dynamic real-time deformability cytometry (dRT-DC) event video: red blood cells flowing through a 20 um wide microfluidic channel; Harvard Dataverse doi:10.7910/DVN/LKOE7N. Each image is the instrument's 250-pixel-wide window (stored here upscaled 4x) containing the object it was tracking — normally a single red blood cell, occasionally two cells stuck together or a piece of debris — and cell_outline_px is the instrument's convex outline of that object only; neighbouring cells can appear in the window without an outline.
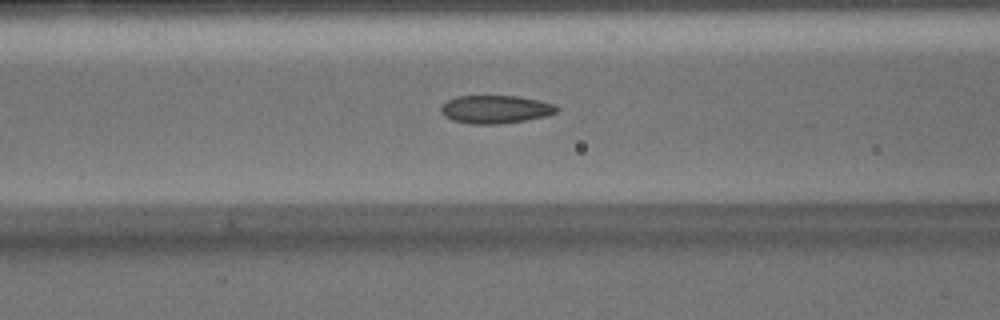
{"species": "Egyptian fruit bat (a non-hibernating species)", "species_latin": "Rousettus aegyptiacus", "temperature_condition": "warm", "stored_images_in_passage": 35, "camera_frame_rate_fps": 3000, "um_per_image_px": 0.085, "animal": {"sex": "male"}, "frame": {"image": 1, "passage_image": 6, "time_ms": 1.667, "image_size_px": [1000, 320], "cell_outline_px": [[560, 108], [556, 112], [548, 116], [500, 124], [472, 124], [452, 120], [444, 116], [440, 112], [440, 108], [448, 100], [456, 96], [520, 96], [556, 104]], "centroid_in_image_um": [42.14, 9.29], "position_along_channel_um": 124.5, "area_um2": 19.07}}
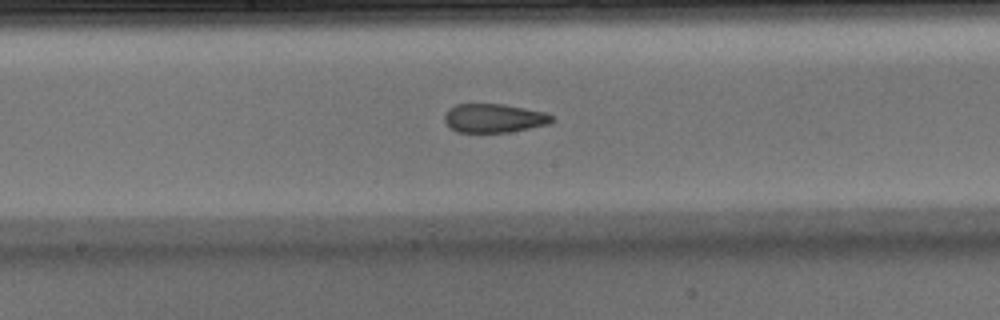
{"frame": {"image": 2, "passage_image": 12, "time_ms": 3.667, "image_size_px": [1000, 320], "cell_outline_px": [[552, 120], [548, 124], [512, 132], [460, 132], [452, 128], [444, 120], [444, 116], [448, 108], [456, 104], [504, 104], [548, 112], [552, 116]], "centroid_in_image_um": [42.01, 10.03], "position_along_channel_um": 206.2, "area_um2": 18.03}}
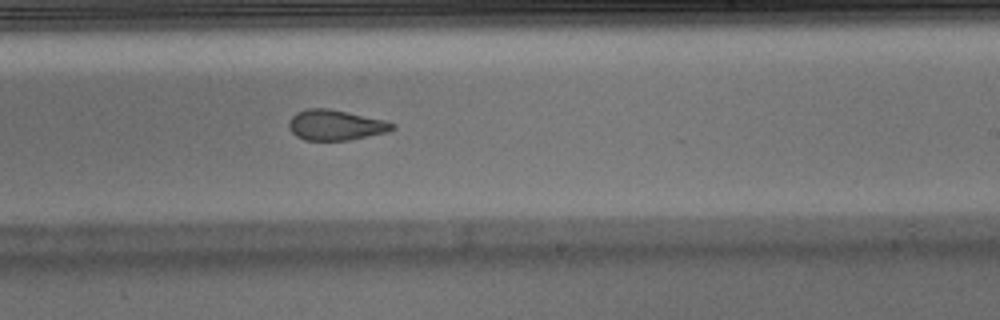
{"frame": {"image": 3, "passage_image": 16, "time_ms": 5.0, "image_size_px": [1000, 320], "cell_outline_px": [[396, 128], [388, 132], [348, 140], [304, 140], [296, 136], [288, 128], [288, 120], [296, 112], [304, 108], [328, 108], [388, 120], [396, 124]], "centroid_in_image_um": [28.53, 10.62], "position_along_channel_um": 260.5, "area_um2": 18.67}, "authors_computed_cell_mechanics": {"area_um2": 19.4786, "velocity_mm_per_s": 4.0791, "shape_relaxation_time_tau1_ms": null, "shape_relaxation_time_tau2_ms": 1.6608, "deformation_change_tau1": null, "deformation_change_tau2": 0.0758}}